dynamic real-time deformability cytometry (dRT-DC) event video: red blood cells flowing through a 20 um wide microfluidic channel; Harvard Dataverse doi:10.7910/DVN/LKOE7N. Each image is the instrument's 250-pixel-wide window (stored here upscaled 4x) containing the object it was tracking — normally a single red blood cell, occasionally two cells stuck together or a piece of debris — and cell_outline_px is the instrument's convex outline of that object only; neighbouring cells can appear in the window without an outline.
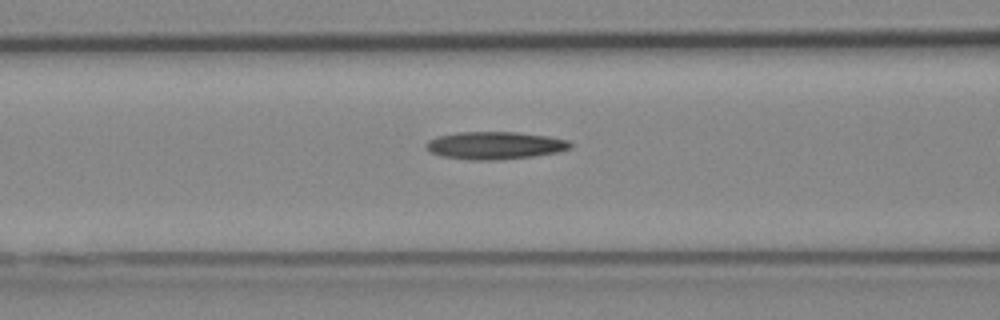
{"species": "Egyptian fruit bat (a non-hibernating species)", "species_latin": "Rousettus aegyptiacus", "temperature_condition": "cold", "stored_images_in_passage": 19, "camera_frame_rate_fps": 3000, "um_per_image_px": 0.085, "animal": {"sex": "female"}, "frame": {"image": 1, "passage_image": 17, "time_ms": 5.333, "image_size_px": [1000, 320], "cell_outline_px": [[572, 148], [560, 152], [532, 156], [500, 160], [468, 160], [440, 156], [428, 152], [424, 148], [424, 144], [428, 140], [436, 136], [456, 132], [516, 132], [548, 136], [568, 140], [572, 144]], "centroid_in_image_um": [42.01, 12.37], "position_along_channel_um": 124.6, "area_um2": 23.64}}